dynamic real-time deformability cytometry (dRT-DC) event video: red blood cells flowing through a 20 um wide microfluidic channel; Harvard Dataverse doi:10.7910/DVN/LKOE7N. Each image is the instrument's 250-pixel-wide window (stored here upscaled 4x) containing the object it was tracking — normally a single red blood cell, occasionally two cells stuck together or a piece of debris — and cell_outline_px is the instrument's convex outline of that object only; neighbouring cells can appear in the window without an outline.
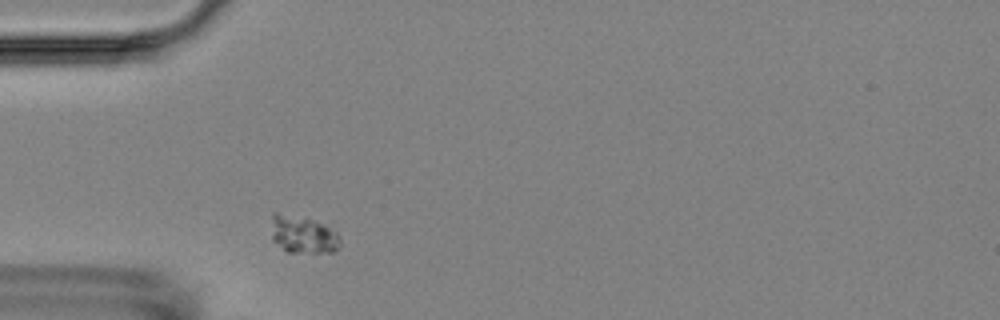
{"species": "Egyptian fruit bat (a non-hibernating species)", "species_latin": "Rousettus aegyptiacus", "temperature_condition": "room temperature", "stored_images_in_passage": 1, "camera_frame_rate_fps": 3000, "um_per_image_px": 0.085, "animal": {"sex": "female"}, "frame": {"image": 1, "passage_image": 1, "time_ms": 0.0, "image_size_px": [1000, 320], "cell_outline_px": [[340, 248], [336, 252], [288, 252], [272, 240], [272, 212], [276, 212], [312, 220], [336, 232], [340, 236]], "centroid_in_image_um": [25.76, 19.96], "position_along_channel_um": 59.2, "area_um2": 14.8}}